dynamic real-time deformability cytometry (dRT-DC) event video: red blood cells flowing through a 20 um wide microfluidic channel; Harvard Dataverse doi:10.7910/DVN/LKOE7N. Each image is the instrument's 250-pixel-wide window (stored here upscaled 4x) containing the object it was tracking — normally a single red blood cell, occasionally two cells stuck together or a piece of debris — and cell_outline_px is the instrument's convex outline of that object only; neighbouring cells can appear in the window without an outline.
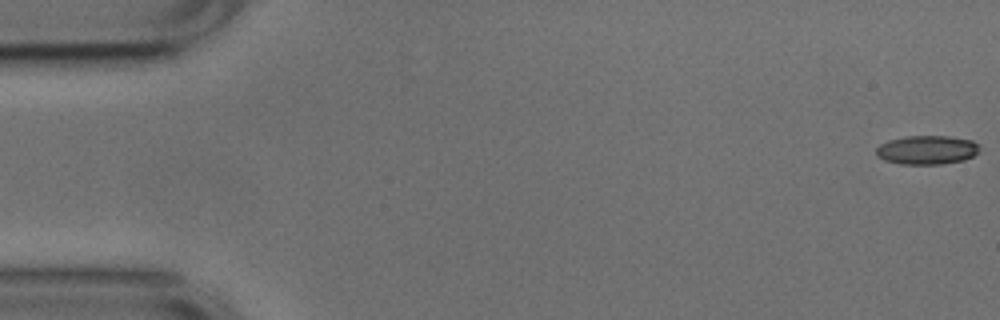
{"species": "common noctule bat (a hibernating species)", "species_latin": "Nyctalus noctula", "temperature_condition": "cold", "stored_images_in_passage": 15, "camera_frame_rate_fps": 3000, "um_per_image_px": 0.085, "animal": {"sex": "male", "body_mass_g": 17.9, "forearm_length_mm": 54.2}, "frame": {"image": 1, "passage_image": 1, "time_ms": 0.0, "image_size_px": [1000, 320], "cell_outline_px": [[980, 148], [972, 156], [964, 160], [940, 164], [900, 164], [884, 160], [876, 156], [876, 148], [880, 144], [888, 140], [904, 136], [948, 136], [972, 140], [980, 144]], "centroid_in_image_um": [78.77, 12.74], "position_along_channel_um": 6.2, "area_um2": 17.51}}
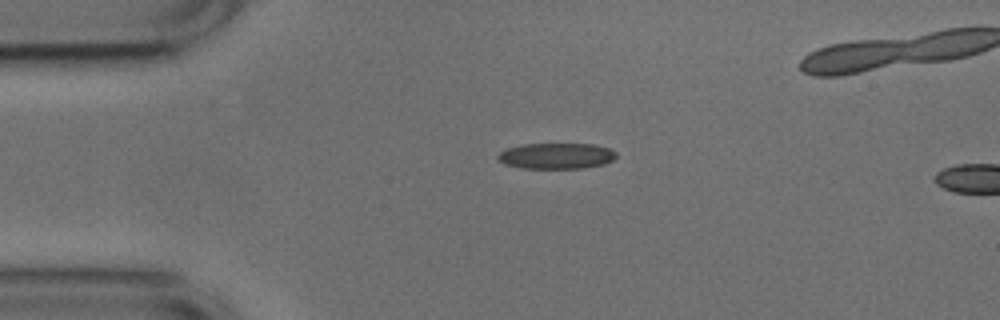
{"frame": {"image": 2, "passage_image": 12, "time_ms": 3.667, "image_size_px": [1000, 320], "cell_outline_px": [[616, 156], [612, 160], [604, 164], [584, 168], [524, 168], [504, 164], [496, 156], [500, 152], [508, 148], [524, 144], [596, 144], [608, 148], [616, 152]], "centroid_in_image_um": [47.3, 13.25], "position_along_channel_um": 37.7, "area_um2": 17.74}}